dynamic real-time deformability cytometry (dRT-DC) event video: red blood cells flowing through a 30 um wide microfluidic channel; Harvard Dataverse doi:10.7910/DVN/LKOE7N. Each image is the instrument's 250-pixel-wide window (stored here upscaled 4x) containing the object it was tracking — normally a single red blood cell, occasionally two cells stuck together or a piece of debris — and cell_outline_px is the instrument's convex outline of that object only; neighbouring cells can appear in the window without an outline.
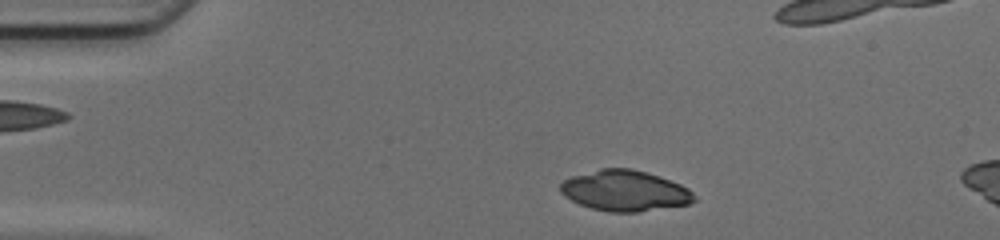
{"species": "common noctule bat (a hibernating species)", "species_latin": "Nyctalus noctula", "temperature_condition": "cold", "stored_images_in_passage": 36, "camera_frame_rate_fps": 3000, "um_per_image_px": 0.085, "animal": {"sex": "female", "body_mass_g": 17.0, "forearm_length_mm": 48.0}, "frame": {"image": 1, "passage_image": 4, "time_ms": 1.0, "image_size_px": [1000, 240], "cell_outline_px": [[696, 200], [688, 204], [636, 212], [608, 212], [592, 208], [580, 204], [564, 196], [560, 192], [560, 184], [564, 180], [572, 176], [600, 168], [632, 168], [680, 184], [688, 188], [692, 192]], "centroid_in_image_um": [53.08, 16.21], "position_along_channel_um": 31.9, "area_um2": 31.44}}